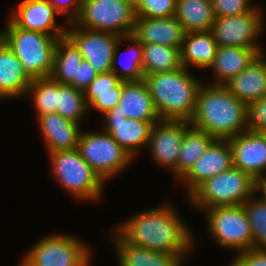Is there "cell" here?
I'll return each instance as SVG.
<instances>
[{
  "label": "cell",
  "mask_w": 266,
  "mask_h": 266,
  "mask_svg": "<svg viewBox=\"0 0 266 266\" xmlns=\"http://www.w3.org/2000/svg\"><path fill=\"white\" fill-rule=\"evenodd\" d=\"M171 203L134 214L116 227L128 243L154 252L178 254L186 260L194 245L193 235Z\"/></svg>",
  "instance_id": "1"
},
{
  "label": "cell",
  "mask_w": 266,
  "mask_h": 266,
  "mask_svg": "<svg viewBox=\"0 0 266 266\" xmlns=\"http://www.w3.org/2000/svg\"><path fill=\"white\" fill-rule=\"evenodd\" d=\"M190 125L215 139H229L247 130V105L224 85L203 84Z\"/></svg>",
  "instance_id": "2"
},
{
  "label": "cell",
  "mask_w": 266,
  "mask_h": 266,
  "mask_svg": "<svg viewBox=\"0 0 266 266\" xmlns=\"http://www.w3.org/2000/svg\"><path fill=\"white\" fill-rule=\"evenodd\" d=\"M144 81L161 120L192 119L202 80H197L189 69L145 75Z\"/></svg>",
  "instance_id": "3"
},
{
  "label": "cell",
  "mask_w": 266,
  "mask_h": 266,
  "mask_svg": "<svg viewBox=\"0 0 266 266\" xmlns=\"http://www.w3.org/2000/svg\"><path fill=\"white\" fill-rule=\"evenodd\" d=\"M4 30V31H3ZM0 31L1 39L20 60L32 78L50 77L57 41L63 36H52L16 27L9 19Z\"/></svg>",
  "instance_id": "4"
},
{
  "label": "cell",
  "mask_w": 266,
  "mask_h": 266,
  "mask_svg": "<svg viewBox=\"0 0 266 266\" xmlns=\"http://www.w3.org/2000/svg\"><path fill=\"white\" fill-rule=\"evenodd\" d=\"M256 193V180L233 166L204 180L187 197L196 208L243 205Z\"/></svg>",
  "instance_id": "5"
},
{
  "label": "cell",
  "mask_w": 266,
  "mask_h": 266,
  "mask_svg": "<svg viewBox=\"0 0 266 266\" xmlns=\"http://www.w3.org/2000/svg\"><path fill=\"white\" fill-rule=\"evenodd\" d=\"M54 179L72 197L80 201L99 200L104 181L83 160L77 148L48 154Z\"/></svg>",
  "instance_id": "6"
},
{
  "label": "cell",
  "mask_w": 266,
  "mask_h": 266,
  "mask_svg": "<svg viewBox=\"0 0 266 266\" xmlns=\"http://www.w3.org/2000/svg\"><path fill=\"white\" fill-rule=\"evenodd\" d=\"M135 21V7L128 1L84 0L73 22L81 28L124 37L132 35Z\"/></svg>",
  "instance_id": "7"
},
{
  "label": "cell",
  "mask_w": 266,
  "mask_h": 266,
  "mask_svg": "<svg viewBox=\"0 0 266 266\" xmlns=\"http://www.w3.org/2000/svg\"><path fill=\"white\" fill-rule=\"evenodd\" d=\"M63 234L38 240L23 255L19 266H89L90 247L73 235Z\"/></svg>",
  "instance_id": "8"
},
{
  "label": "cell",
  "mask_w": 266,
  "mask_h": 266,
  "mask_svg": "<svg viewBox=\"0 0 266 266\" xmlns=\"http://www.w3.org/2000/svg\"><path fill=\"white\" fill-rule=\"evenodd\" d=\"M101 131L81 132L77 150L83 160L106 182L127 169L135 159L109 133Z\"/></svg>",
  "instance_id": "9"
},
{
  "label": "cell",
  "mask_w": 266,
  "mask_h": 266,
  "mask_svg": "<svg viewBox=\"0 0 266 266\" xmlns=\"http://www.w3.org/2000/svg\"><path fill=\"white\" fill-rule=\"evenodd\" d=\"M205 211L209 233L218 245L239 253L253 248L251 227L243 205L216 206Z\"/></svg>",
  "instance_id": "10"
},
{
  "label": "cell",
  "mask_w": 266,
  "mask_h": 266,
  "mask_svg": "<svg viewBox=\"0 0 266 266\" xmlns=\"http://www.w3.org/2000/svg\"><path fill=\"white\" fill-rule=\"evenodd\" d=\"M262 15L261 8L255 7L246 14L215 17L210 32L218 47L262 48L256 43L264 26Z\"/></svg>",
  "instance_id": "11"
},
{
  "label": "cell",
  "mask_w": 266,
  "mask_h": 266,
  "mask_svg": "<svg viewBox=\"0 0 266 266\" xmlns=\"http://www.w3.org/2000/svg\"><path fill=\"white\" fill-rule=\"evenodd\" d=\"M67 25L65 35L78 48L83 60L88 61L98 74L110 72L114 49L120 37L108 32L81 28L74 22Z\"/></svg>",
  "instance_id": "12"
},
{
  "label": "cell",
  "mask_w": 266,
  "mask_h": 266,
  "mask_svg": "<svg viewBox=\"0 0 266 266\" xmlns=\"http://www.w3.org/2000/svg\"><path fill=\"white\" fill-rule=\"evenodd\" d=\"M189 121L160 120L153 125L148 141L152 160L177 177V159Z\"/></svg>",
  "instance_id": "13"
},
{
  "label": "cell",
  "mask_w": 266,
  "mask_h": 266,
  "mask_svg": "<svg viewBox=\"0 0 266 266\" xmlns=\"http://www.w3.org/2000/svg\"><path fill=\"white\" fill-rule=\"evenodd\" d=\"M102 118L104 124L101 129L109 133L133 159L142 146L147 147L153 125L158 122L126 118L115 112V107L104 113Z\"/></svg>",
  "instance_id": "14"
},
{
  "label": "cell",
  "mask_w": 266,
  "mask_h": 266,
  "mask_svg": "<svg viewBox=\"0 0 266 266\" xmlns=\"http://www.w3.org/2000/svg\"><path fill=\"white\" fill-rule=\"evenodd\" d=\"M227 140L232 149L235 167L255 180L266 172V133L247 129Z\"/></svg>",
  "instance_id": "15"
},
{
  "label": "cell",
  "mask_w": 266,
  "mask_h": 266,
  "mask_svg": "<svg viewBox=\"0 0 266 266\" xmlns=\"http://www.w3.org/2000/svg\"><path fill=\"white\" fill-rule=\"evenodd\" d=\"M14 9L9 20L16 26L52 36H65L64 25H57L56 16L60 15L49 0H22Z\"/></svg>",
  "instance_id": "16"
},
{
  "label": "cell",
  "mask_w": 266,
  "mask_h": 266,
  "mask_svg": "<svg viewBox=\"0 0 266 266\" xmlns=\"http://www.w3.org/2000/svg\"><path fill=\"white\" fill-rule=\"evenodd\" d=\"M233 166V154L229 141L215 139L195 161L190 171L180 180L187 187L186 195H189L204 180L214 177Z\"/></svg>",
  "instance_id": "17"
},
{
  "label": "cell",
  "mask_w": 266,
  "mask_h": 266,
  "mask_svg": "<svg viewBox=\"0 0 266 266\" xmlns=\"http://www.w3.org/2000/svg\"><path fill=\"white\" fill-rule=\"evenodd\" d=\"M185 31L175 16L168 18L136 17L134 36L142 44H161L181 49Z\"/></svg>",
  "instance_id": "18"
},
{
  "label": "cell",
  "mask_w": 266,
  "mask_h": 266,
  "mask_svg": "<svg viewBox=\"0 0 266 266\" xmlns=\"http://www.w3.org/2000/svg\"><path fill=\"white\" fill-rule=\"evenodd\" d=\"M48 153L77 148L80 124L65 119L57 112L36 117Z\"/></svg>",
  "instance_id": "19"
},
{
  "label": "cell",
  "mask_w": 266,
  "mask_h": 266,
  "mask_svg": "<svg viewBox=\"0 0 266 266\" xmlns=\"http://www.w3.org/2000/svg\"><path fill=\"white\" fill-rule=\"evenodd\" d=\"M263 50L251 64L224 86L240 101L248 105L266 97V56Z\"/></svg>",
  "instance_id": "20"
},
{
  "label": "cell",
  "mask_w": 266,
  "mask_h": 266,
  "mask_svg": "<svg viewBox=\"0 0 266 266\" xmlns=\"http://www.w3.org/2000/svg\"><path fill=\"white\" fill-rule=\"evenodd\" d=\"M115 112L129 119L141 121H160L153 99L144 80L138 82L122 81V93Z\"/></svg>",
  "instance_id": "21"
},
{
  "label": "cell",
  "mask_w": 266,
  "mask_h": 266,
  "mask_svg": "<svg viewBox=\"0 0 266 266\" xmlns=\"http://www.w3.org/2000/svg\"><path fill=\"white\" fill-rule=\"evenodd\" d=\"M262 48L246 47H217L213 65L215 82L213 85H225L232 78L237 76L261 53Z\"/></svg>",
  "instance_id": "22"
},
{
  "label": "cell",
  "mask_w": 266,
  "mask_h": 266,
  "mask_svg": "<svg viewBox=\"0 0 266 266\" xmlns=\"http://www.w3.org/2000/svg\"><path fill=\"white\" fill-rule=\"evenodd\" d=\"M117 251L119 266H182L184 261L178 254L154 252L126 242L117 232L112 236Z\"/></svg>",
  "instance_id": "23"
},
{
  "label": "cell",
  "mask_w": 266,
  "mask_h": 266,
  "mask_svg": "<svg viewBox=\"0 0 266 266\" xmlns=\"http://www.w3.org/2000/svg\"><path fill=\"white\" fill-rule=\"evenodd\" d=\"M32 78L7 44L0 40V91L6 99L24 97Z\"/></svg>",
  "instance_id": "24"
},
{
  "label": "cell",
  "mask_w": 266,
  "mask_h": 266,
  "mask_svg": "<svg viewBox=\"0 0 266 266\" xmlns=\"http://www.w3.org/2000/svg\"><path fill=\"white\" fill-rule=\"evenodd\" d=\"M217 43L210 31L185 33L180 49L182 67L208 68L213 65Z\"/></svg>",
  "instance_id": "25"
},
{
  "label": "cell",
  "mask_w": 266,
  "mask_h": 266,
  "mask_svg": "<svg viewBox=\"0 0 266 266\" xmlns=\"http://www.w3.org/2000/svg\"><path fill=\"white\" fill-rule=\"evenodd\" d=\"M122 93V81L112 71L98 74L85 89L84 96L89 108L101 114L118 105Z\"/></svg>",
  "instance_id": "26"
},
{
  "label": "cell",
  "mask_w": 266,
  "mask_h": 266,
  "mask_svg": "<svg viewBox=\"0 0 266 266\" xmlns=\"http://www.w3.org/2000/svg\"><path fill=\"white\" fill-rule=\"evenodd\" d=\"M83 61L75 44L65 35L57 41L54 53L53 69L50 77L61 84L74 87L77 78L78 65Z\"/></svg>",
  "instance_id": "27"
},
{
  "label": "cell",
  "mask_w": 266,
  "mask_h": 266,
  "mask_svg": "<svg viewBox=\"0 0 266 266\" xmlns=\"http://www.w3.org/2000/svg\"><path fill=\"white\" fill-rule=\"evenodd\" d=\"M175 18L184 31H210L214 13L210 0H177Z\"/></svg>",
  "instance_id": "28"
},
{
  "label": "cell",
  "mask_w": 266,
  "mask_h": 266,
  "mask_svg": "<svg viewBox=\"0 0 266 266\" xmlns=\"http://www.w3.org/2000/svg\"><path fill=\"white\" fill-rule=\"evenodd\" d=\"M214 140L215 138L205 131L191 125L186 128L177 159V180L180 181L190 171L195 161Z\"/></svg>",
  "instance_id": "29"
},
{
  "label": "cell",
  "mask_w": 266,
  "mask_h": 266,
  "mask_svg": "<svg viewBox=\"0 0 266 266\" xmlns=\"http://www.w3.org/2000/svg\"><path fill=\"white\" fill-rule=\"evenodd\" d=\"M143 74L170 72L182 68L180 48L161 44H143Z\"/></svg>",
  "instance_id": "30"
},
{
  "label": "cell",
  "mask_w": 266,
  "mask_h": 266,
  "mask_svg": "<svg viewBox=\"0 0 266 266\" xmlns=\"http://www.w3.org/2000/svg\"><path fill=\"white\" fill-rule=\"evenodd\" d=\"M130 42L132 45L127 47L126 54L129 56L126 63H120V66H122L121 70L118 69V61H120L119 57V49H120V43L121 42ZM121 55V53H120ZM142 60H143V44L138 41L134 36H124L120 37L119 42L115 46L114 49V55L112 60V72L115 73L121 81L124 82H138L141 80H144V74H143V67H142ZM117 66V67H116ZM120 70V71H119Z\"/></svg>",
  "instance_id": "31"
},
{
  "label": "cell",
  "mask_w": 266,
  "mask_h": 266,
  "mask_svg": "<svg viewBox=\"0 0 266 266\" xmlns=\"http://www.w3.org/2000/svg\"><path fill=\"white\" fill-rule=\"evenodd\" d=\"M89 110L83 91L57 81L58 114L74 123L81 124V120L85 118Z\"/></svg>",
  "instance_id": "32"
},
{
  "label": "cell",
  "mask_w": 266,
  "mask_h": 266,
  "mask_svg": "<svg viewBox=\"0 0 266 266\" xmlns=\"http://www.w3.org/2000/svg\"><path fill=\"white\" fill-rule=\"evenodd\" d=\"M243 208L251 227L253 248H266V199L254 193Z\"/></svg>",
  "instance_id": "33"
},
{
  "label": "cell",
  "mask_w": 266,
  "mask_h": 266,
  "mask_svg": "<svg viewBox=\"0 0 266 266\" xmlns=\"http://www.w3.org/2000/svg\"><path fill=\"white\" fill-rule=\"evenodd\" d=\"M28 94L33 96L37 117L57 112V81L51 77L33 79L29 85Z\"/></svg>",
  "instance_id": "34"
},
{
  "label": "cell",
  "mask_w": 266,
  "mask_h": 266,
  "mask_svg": "<svg viewBox=\"0 0 266 266\" xmlns=\"http://www.w3.org/2000/svg\"><path fill=\"white\" fill-rule=\"evenodd\" d=\"M177 0H140L135 6L136 17L168 18L175 16Z\"/></svg>",
  "instance_id": "35"
},
{
  "label": "cell",
  "mask_w": 266,
  "mask_h": 266,
  "mask_svg": "<svg viewBox=\"0 0 266 266\" xmlns=\"http://www.w3.org/2000/svg\"><path fill=\"white\" fill-rule=\"evenodd\" d=\"M250 1L252 0H210L215 17L246 14L256 7Z\"/></svg>",
  "instance_id": "36"
},
{
  "label": "cell",
  "mask_w": 266,
  "mask_h": 266,
  "mask_svg": "<svg viewBox=\"0 0 266 266\" xmlns=\"http://www.w3.org/2000/svg\"><path fill=\"white\" fill-rule=\"evenodd\" d=\"M247 129L266 133V97L247 105Z\"/></svg>",
  "instance_id": "37"
},
{
  "label": "cell",
  "mask_w": 266,
  "mask_h": 266,
  "mask_svg": "<svg viewBox=\"0 0 266 266\" xmlns=\"http://www.w3.org/2000/svg\"><path fill=\"white\" fill-rule=\"evenodd\" d=\"M60 15H66L67 23L73 22L79 15L84 0H49Z\"/></svg>",
  "instance_id": "38"
},
{
  "label": "cell",
  "mask_w": 266,
  "mask_h": 266,
  "mask_svg": "<svg viewBox=\"0 0 266 266\" xmlns=\"http://www.w3.org/2000/svg\"><path fill=\"white\" fill-rule=\"evenodd\" d=\"M242 266H266V248H251L235 258Z\"/></svg>",
  "instance_id": "39"
},
{
  "label": "cell",
  "mask_w": 266,
  "mask_h": 266,
  "mask_svg": "<svg viewBox=\"0 0 266 266\" xmlns=\"http://www.w3.org/2000/svg\"><path fill=\"white\" fill-rule=\"evenodd\" d=\"M98 73L86 60L78 65L77 78H74V88L85 91L90 83L97 77Z\"/></svg>",
  "instance_id": "40"
},
{
  "label": "cell",
  "mask_w": 266,
  "mask_h": 266,
  "mask_svg": "<svg viewBox=\"0 0 266 266\" xmlns=\"http://www.w3.org/2000/svg\"><path fill=\"white\" fill-rule=\"evenodd\" d=\"M265 175V176H264ZM266 192V172L256 180V193Z\"/></svg>",
  "instance_id": "41"
},
{
  "label": "cell",
  "mask_w": 266,
  "mask_h": 266,
  "mask_svg": "<svg viewBox=\"0 0 266 266\" xmlns=\"http://www.w3.org/2000/svg\"><path fill=\"white\" fill-rule=\"evenodd\" d=\"M229 266H242V265L234 258V260L229 264Z\"/></svg>",
  "instance_id": "42"
},
{
  "label": "cell",
  "mask_w": 266,
  "mask_h": 266,
  "mask_svg": "<svg viewBox=\"0 0 266 266\" xmlns=\"http://www.w3.org/2000/svg\"><path fill=\"white\" fill-rule=\"evenodd\" d=\"M130 2L134 7L139 3L140 0H125Z\"/></svg>",
  "instance_id": "43"
},
{
  "label": "cell",
  "mask_w": 266,
  "mask_h": 266,
  "mask_svg": "<svg viewBox=\"0 0 266 266\" xmlns=\"http://www.w3.org/2000/svg\"><path fill=\"white\" fill-rule=\"evenodd\" d=\"M6 97L3 95V93L0 91V100H4Z\"/></svg>",
  "instance_id": "44"
},
{
  "label": "cell",
  "mask_w": 266,
  "mask_h": 266,
  "mask_svg": "<svg viewBox=\"0 0 266 266\" xmlns=\"http://www.w3.org/2000/svg\"><path fill=\"white\" fill-rule=\"evenodd\" d=\"M261 196H264V198L266 199V192H261Z\"/></svg>",
  "instance_id": "45"
}]
</instances>
